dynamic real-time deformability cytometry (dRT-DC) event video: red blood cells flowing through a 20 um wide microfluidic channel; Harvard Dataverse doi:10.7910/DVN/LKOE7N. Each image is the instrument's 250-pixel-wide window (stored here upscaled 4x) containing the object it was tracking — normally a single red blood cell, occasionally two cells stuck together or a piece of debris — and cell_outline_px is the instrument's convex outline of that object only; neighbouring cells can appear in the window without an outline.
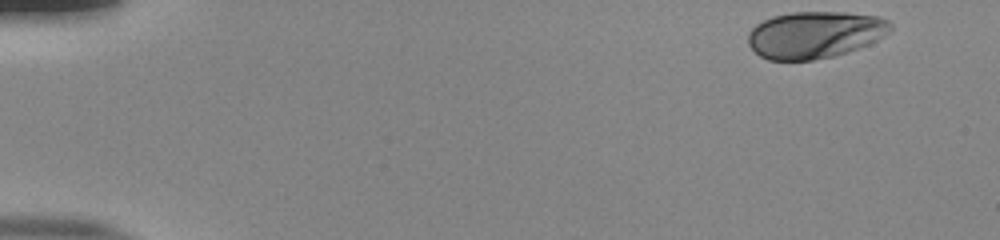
{"species": "human", "species_latin": "Homo sapiens", "temperature_condition": "room temperature", "stored_images_in_passage": 50, "camera_frame_rate_fps": 3000, "um_per_image_px": 0.085, "donor": {"sex": "male"}, "frame": {"image": 1, "passage_image": 1, "time_ms": 0.0, "image_size_px": [1000, 240], "cell_outline_px": [[892, 28], [888, 32], [876, 40], [868, 44], [848, 52], [832, 56], [812, 60], [768, 60], [760, 56], [748, 44], [748, 32], [756, 24], [772, 16], [792, 12], [848, 12], [880, 16], [888, 20], [892, 24]], "centroid_in_image_um": [69.26, 2.94], "position_along_channel_um": 15.7, "area_um2": 39.02}}
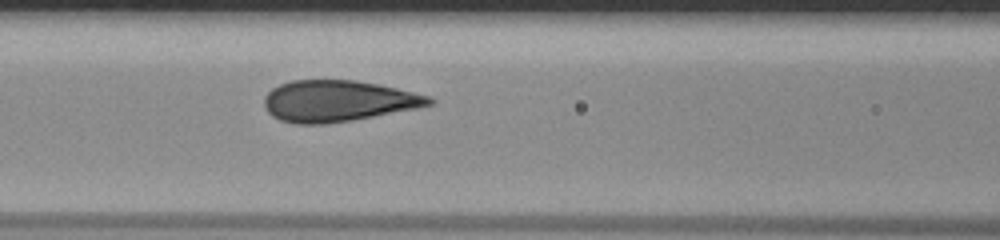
{"frame": {"image": 2, "passage_image": 21, "time_ms": 6.667, "image_size_px": [1000, 240], "cell_outline_px": [[436, 100], [432, 104], [416, 108], [352, 120], [324, 124], [296, 124], [280, 120], [272, 116], [264, 108], [264, 96], [272, 88], [280, 84], [292, 80], [356, 80], [396, 88], [432, 96]], "centroid_in_image_um": [28.71, 8.58], "position_along_channel_um": 137.9, "area_um2": 39.65}}
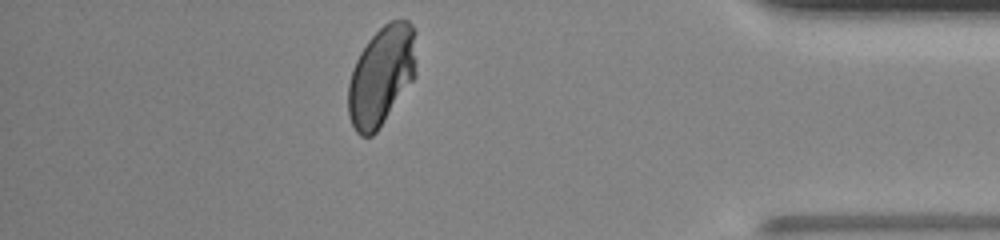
{"frame": {"image": 3, "passage_image": 44, "time_ms": 14.333, "image_size_px": [1000, 240], "cell_outline_px": [[416, 76], [376, 132], [372, 136], [360, 136], [356, 132], [348, 116], [348, 84], [352, 68], [360, 52], [368, 40], [388, 20], [408, 20], [412, 24], [416, 32]], "centroid_in_image_um": [32.43, 6.42], "position_along_channel_um": 402.8, "area_um2": 39.77}, "authors_computed_cell_mechanics": {"area_um2": 39.6219, "velocity_mm_per_s": 3.8762, "shape_relaxation_time_tau1_ms": 4.4001, "shape_relaxation_time_tau2_ms": null, "deformation_change_tau1": 0.1687, "deformation_change_tau2": null}}